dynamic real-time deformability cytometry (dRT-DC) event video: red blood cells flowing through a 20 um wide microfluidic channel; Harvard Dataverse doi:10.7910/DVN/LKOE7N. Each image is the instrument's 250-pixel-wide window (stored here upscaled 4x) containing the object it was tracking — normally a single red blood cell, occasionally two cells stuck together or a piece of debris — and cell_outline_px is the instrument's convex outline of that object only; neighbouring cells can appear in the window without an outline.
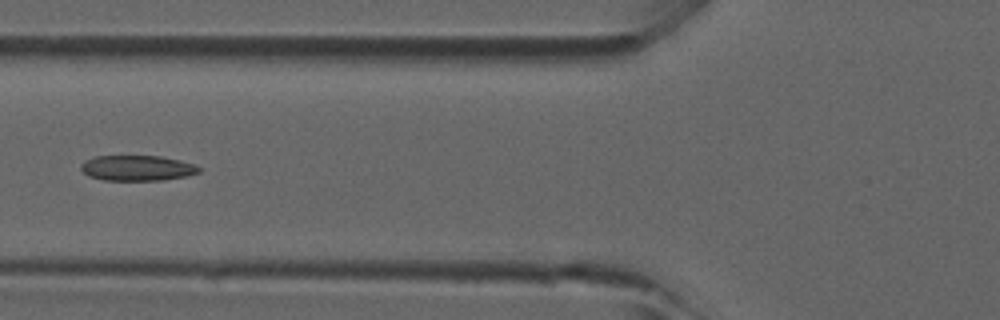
{"species": "common noctule bat (a hibernating species)", "species_latin": "Nyctalus noctula", "temperature_condition": "room temperature", "stored_images_in_passage": 5, "camera_frame_rate_fps": 3000, "um_per_image_px": 0.085, "animal": {"sex": "male", "forearm_length_mm": 52.5}, "frame": {"image": 1, "passage_image": 5, "time_ms": 1.333, "image_size_px": [1000, 320], "cell_outline_px": [[200, 172], [188, 176], [164, 180], [104, 180], [88, 176], [80, 168], [80, 164], [84, 160], [96, 156], [160, 156], [180, 160], [196, 164], [200, 168]], "centroid_in_image_um": [11.68, 14.28], "position_along_channel_um": 114.1, "area_um2": 17.63}}